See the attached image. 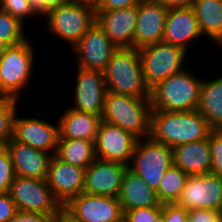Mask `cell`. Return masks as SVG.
<instances>
[{
    "instance_id": "obj_1",
    "label": "cell",
    "mask_w": 222,
    "mask_h": 222,
    "mask_svg": "<svg viewBox=\"0 0 222 222\" xmlns=\"http://www.w3.org/2000/svg\"><path fill=\"white\" fill-rule=\"evenodd\" d=\"M212 130L198 110L188 112L152 110L151 113L150 137L170 148L206 139Z\"/></svg>"
},
{
    "instance_id": "obj_2",
    "label": "cell",
    "mask_w": 222,
    "mask_h": 222,
    "mask_svg": "<svg viewBox=\"0 0 222 222\" xmlns=\"http://www.w3.org/2000/svg\"><path fill=\"white\" fill-rule=\"evenodd\" d=\"M190 69L174 73L150 88L152 110L188 112L198 109L203 77L198 78Z\"/></svg>"
},
{
    "instance_id": "obj_3",
    "label": "cell",
    "mask_w": 222,
    "mask_h": 222,
    "mask_svg": "<svg viewBox=\"0 0 222 222\" xmlns=\"http://www.w3.org/2000/svg\"><path fill=\"white\" fill-rule=\"evenodd\" d=\"M108 92L149 98L150 88L144 79L139 49H117L103 71Z\"/></svg>"
},
{
    "instance_id": "obj_4",
    "label": "cell",
    "mask_w": 222,
    "mask_h": 222,
    "mask_svg": "<svg viewBox=\"0 0 222 222\" xmlns=\"http://www.w3.org/2000/svg\"><path fill=\"white\" fill-rule=\"evenodd\" d=\"M151 113L150 98L107 91L101 118L142 139L150 136Z\"/></svg>"
},
{
    "instance_id": "obj_5",
    "label": "cell",
    "mask_w": 222,
    "mask_h": 222,
    "mask_svg": "<svg viewBox=\"0 0 222 222\" xmlns=\"http://www.w3.org/2000/svg\"><path fill=\"white\" fill-rule=\"evenodd\" d=\"M32 40L27 38L22 43L8 46L0 56V95L19 101L22 91L31 85L36 68V46Z\"/></svg>"
},
{
    "instance_id": "obj_6",
    "label": "cell",
    "mask_w": 222,
    "mask_h": 222,
    "mask_svg": "<svg viewBox=\"0 0 222 222\" xmlns=\"http://www.w3.org/2000/svg\"><path fill=\"white\" fill-rule=\"evenodd\" d=\"M43 19L47 32L72 49L96 22V10L88 4L69 1L50 10Z\"/></svg>"
},
{
    "instance_id": "obj_7",
    "label": "cell",
    "mask_w": 222,
    "mask_h": 222,
    "mask_svg": "<svg viewBox=\"0 0 222 222\" xmlns=\"http://www.w3.org/2000/svg\"><path fill=\"white\" fill-rule=\"evenodd\" d=\"M173 165V149L149 136L137 140L128 168L157 191L165 172Z\"/></svg>"
},
{
    "instance_id": "obj_8",
    "label": "cell",
    "mask_w": 222,
    "mask_h": 222,
    "mask_svg": "<svg viewBox=\"0 0 222 222\" xmlns=\"http://www.w3.org/2000/svg\"><path fill=\"white\" fill-rule=\"evenodd\" d=\"M139 53L144 79L149 88L188 66L189 52L163 41L142 47Z\"/></svg>"
},
{
    "instance_id": "obj_9",
    "label": "cell",
    "mask_w": 222,
    "mask_h": 222,
    "mask_svg": "<svg viewBox=\"0 0 222 222\" xmlns=\"http://www.w3.org/2000/svg\"><path fill=\"white\" fill-rule=\"evenodd\" d=\"M9 194L18 211L39 212L51 219L63 213V207L54 198L46 179L15 176Z\"/></svg>"
},
{
    "instance_id": "obj_10",
    "label": "cell",
    "mask_w": 222,
    "mask_h": 222,
    "mask_svg": "<svg viewBox=\"0 0 222 222\" xmlns=\"http://www.w3.org/2000/svg\"><path fill=\"white\" fill-rule=\"evenodd\" d=\"M69 222H123L118 197L81 193L63 206Z\"/></svg>"
},
{
    "instance_id": "obj_11",
    "label": "cell",
    "mask_w": 222,
    "mask_h": 222,
    "mask_svg": "<svg viewBox=\"0 0 222 222\" xmlns=\"http://www.w3.org/2000/svg\"><path fill=\"white\" fill-rule=\"evenodd\" d=\"M176 204L187 211L193 209L222 211V177L212 173L189 175Z\"/></svg>"
},
{
    "instance_id": "obj_12",
    "label": "cell",
    "mask_w": 222,
    "mask_h": 222,
    "mask_svg": "<svg viewBox=\"0 0 222 222\" xmlns=\"http://www.w3.org/2000/svg\"><path fill=\"white\" fill-rule=\"evenodd\" d=\"M117 47L95 22L81 40L69 51L77 58V66L103 72Z\"/></svg>"
},
{
    "instance_id": "obj_13",
    "label": "cell",
    "mask_w": 222,
    "mask_h": 222,
    "mask_svg": "<svg viewBox=\"0 0 222 222\" xmlns=\"http://www.w3.org/2000/svg\"><path fill=\"white\" fill-rule=\"evenodd\" d=\"M75 86L70 107L80 112L102 117L107 88L103 72L86 70L76 66Z\"/></svg>"
},
{
    "instance_id": "obj_14",
    "label": "cell",
    "mask_w": 222,
    "mask_h": 222,
    "mask_svg": "<svg viewBox=\"0 0 222 222\" xmlns=\"http://www.w3.org/2000/svg\"><path fill=\"white\" fill-rule=\"evenodd\" d=\"M19 116L16 113L14 118L13 138L54 156L60 136L58 119L54 124L37 116Z\"/></svg>"
},
{
    "instance_id": "obj_15",
    "label": "cell",
    "mask_w": 222,
    "mask_h": 222,
    "mask_svg": "<svg viewBox=\"0 0 222 222\" xmlns=\"http://www.w3.org/2000/svg\"><path fill=\"white\" fill-rule=\"evenodd\" d=\"M137 140L132 133L102 121L95 139L96 157L129 165Z\"/></svg>"
},
{
    "instance_id": "obj_16",
    "label": "cell",
    "mask_w": 222,
    "mask_h": 222,
    "mask_svg": "<svg viewBox=\"0 0 222 222\" xmlns=\"http://www.w3.org/2000/svg\"><path fill=\"white\" fill-rule=\"evenodd\" d=\"M85 172V168L59 160L55 155L52 157L46 181L62 207L84 192Z\"/></svg>"
},
{
    "instance_id": "obj_17",
    "label": "cell",
    "mask_w": 222,
    "mask_h": 222,
    "mask_svg": "<svg viewBox=\"0 0 222 222\" xmlns=\"http://www.w3.org/2000/svg\"><path fill=\"white\" fill-rule=\"evenodd\" d=\"M127 168L120 162L96 158L86 168L84 193L118 197Z\"/></svg>"
},
{
    "instance_id": "obj_18",
    "label": "cell",
    "mask_w": 222,
    "mask_h": 222,
    "mask_svg": "<svg viewBox=\"0 0 222 222\" xmlns=\"http://www.w3.org/2000/svg\"><path fill=\"white\" fill-rule=\"evenodd\" d=\"M168 11V8L153 0H143L137 6L133 48L140 49L163 41Z\"/></svg>"
},
{
    "instance_id": "obj_19",
    "label": "cell",
    "mask_w": 222,
    "mask_h": 222,
    "mask_svg": "<svg viewBox=\"0 0 222 222\" xmlns=\"http://www.w3.org/2000/svg\"><path fill=\"white\" fill-rule=\"evenodd\" d=\"M137 6L110 11H96V23L119 48H133Z\"/></svg>"
},
{
    "instance_id": "obj_20",
    "label": "cell",
    "mask_w": 222,
    "mask_h": 222,
    "mask_svg": "<svg viewBox=\"0 0 222 222\" xmlns=\"http://www.w3.org/2000/svg\"><path fill=\"white\" fill-rule=\"evenodd\" d=\"M203 38L193 7L169 9L164 28L163 42L169 43L190 52L195 41ZM193 42V43H192ZM192 43V45H191Z\"/></svg>"
},
{
    "instance_id": "obj_21",
    "label": "cell",
    "mask_w": 222,
    "mask_h": 222,
    "mask_svg": "<svg viewBox=\"0 0 222 222\" xmlns=\"http://www.w3.org/2000/svg\"><path fill=\"white\" fill-rule=\"evenodd\" d=\"M6 148L12 159L15 176L47 178L49 164L53 157L51 153L18 142L13 137L6 144Z\"/></svg>"
},
{
    "instance_id": "obj_22",
    "label": "cell",
    "mask_w": 222,
    "mask_h": 222,
    "mask_svg": "<svg viewBox=\"0 0 222 222\" xmlns=\"http://www.w3.org/2000/svg\"><path fill=\"white\" fill-rule=\"evenodd\" d=\"M173 149L174 166L188 175L210 173L211 153L209 137L203 140L175 146Z\"/></svg>"
},
{
    "instance_id": "obj_23",
    "label": "cell",
    "mask_w": 222,
    "mask_h": 222,
    "mask_svg": "<svg viewBox=\"0 0 222 222\" xmlns=\"http://www.w3.org/2000/svg\"><path fill=\"white\" fill-rule=\"evenodd\" d=\"M118 199L123 213L135 208L163 206L156 191L129 168L124 174Z\"/></svg>"
},
{
    "instance_id": "obj_24",
    "label": "cell",
    "mask_w": 222,
    "mask_h": 222,
    "mask_svg": "<svg viewBox=\"0 0 222 222\" xmlns=\"http://www.w3.org/2000/svg\"><path fill=\"white\" fill-rule=\"evenodd\" d=\"M58 122L59 138L95 141L102 118L67 107Z\"/></svg>"
},
{
    "instance_id": "obj_25",
    "label": "cell",
    "mask_w": 222,
    "mask_h": 222,
    "mask_svg": "<svg viewBox=\"0 0 222 222\" xmlns=\"http://www.w3.org/2000/svg\"><path fill=\"white\" fill-rule=\"evenodd\" d=\"M192 7L202 36L222 48V0H194Z\"/></svg>"
},
{
    "instance_id": "obj_26",
    "label": "cell",
    "mask_w": 222,
    "mask_h": 222,
    "mask_svg": "<svg viewBox=\"0 0 222 222\" xmlns=\"http://www.w3.org/2000/svg\"><path fill=\"white\" fill-rule=\"evenodd\" d=\"M203 78L198 111L213 130H222V75Z\"/></svg>"
},
{
    "instance_id": "obj_27",
    "label": "cell",
    "mask_w": 222,
    "mask_h": 222,
    "mask_svg": "<svg viewBox=\"0 0 222 222\" xmlns=\"http://www.w3.org/2000/svg\"><path fill=\"white\" fill-rule=\"evenodd\" d=\"M55 156L66 163L86 169L97 158L95 141L59 138Z\"/></svg>"
},
{
    "instance_id": "obj_28",
    "label": "cell",
    "mask_w": 222,
    "mask_h": 222,
    "mask_svg": "<svg viewBox=\"0 0 222 222\" xmlns=\"http://www.w3.org/2000/svg\"><path fill=\"white\" fill-rule=\"evenodd\" d=\"M189 175L176 166L170 167L164 174L156 191L161 204L176 203L185 187Z\"/></svg>"
},
{
    "instance_id": "obj_29",
    "label": "cell",
    "mask_w": 222,
    "mask_h": 222,
    "mask_svg": "<svg viewBox=\"0 0 222 222\" xmlns=\"http://www.w3.org/2000/svg\"><path fill=\"white\" fill-rule=\"evenodd\" d=\"M20 101L0 95V147L6 146L13 137L14 118L20 110Z\"/></svg>"
},
{
    "instance_id": "obj_30",
    "label": "cell",
    "mask_w": 222,
    "mask_h": 222,
    "mask_svg": "<svg viewBox=\"0 0 222 222\" xmlns=\"http://www.w3.org/2000/svg\"><path fill=\"white\" fill-rule=\"evenodd\" d=\"M27 29L15 17L0 10V39L8 46L24 42L28 37Z\"/></svg>"
},
{
    "instance_id": "obj_31",
    "label": "cell",
    "mask_w": 222,
    "mask_h": 222,
    "mask_svg": "<svg viewBox=\"0 0 222 222\" xmlns=\"http://www.w3.org/2000/svg\"><path fill=\"white\" fill-rule=\"evenodd\" d=\"M0 10L15 17L24 26L28 19L41 18L28 0H0Z\"/></svg>"
},
{
    "instance_id": "obj_32",
    "label": "cell",
    "mask_w": 222,
    "mask_h": 222,
    "mask_svg": "<svg viewBox=\"0 0 222 222\" xmlns=\"http://www.w3.org/2000/svg\"><path fill=\"white\" fill-rule=\"evenodd\" d=\"M15 179V172L10 153L6 146L0 147V193H9Z\"/></svg>"
},
{
    "instance_id": "obj_33",
    "label": "cell",
    "mask_w": 222,
    "mask_h": 222,
    "mask_svg": "<svg viewBox=\"0 0 222 222\" xmlns=\"http://www.w3.org/2000/svg\"><path fill=\"white\" fill-rule=\"evenodd\" d=\"M211 153L210 173L222 177V130H212L209 135Z\"/></svg>"
},
{
    "instance_id": "obj_34",
    "label": "cell",
    "mask_w": 222,
    "mask_h": 222,
    "mask_svg": "<svg viewBox=\"0 0 222 222\" xmlns=\"http://www.w3.org/2000/svg\"><path fill=\"white\" fill-rule=\"evenodd\" d=\"M162 213V206L141 207L124 212L123 222H155Z\"/></svg>"
},
{
    "instance_id": "obj_35",
    "label": "cell",
    "mask_w": 222,
    "mask_h": 222,
    "mask_svg": "<svg viewBox=\"0 0 222 222\" xmlns=\"http://www.w3.org/2000/svg\"><path fill=\"white\" fill-rule=\"evenodd\" d=\"M188 222H222V211L210 209L189 210Z\"/></svg>"
},
{
    "instance_id": "obj_36",
    "label": "cell",
    "mask_w": 222,
    "mask_h": 222,
    "mask_svg": "<svg viewBox=\"0 0 222 222\" xmlns=\"http://www.w3.org/2000/svg\"><path fill=\"white\" fill-rule=\"evenodd\" d=\"M165 222H188V211L176 203H166L162 206Z\"/></svg>"
},
{
    "instance_id": "obj_37",
    "label": "cell",
    "mask_w": 222,
    "mask_h": 222,
    "mask_svg": "<svg viewBox=\"0 0 222 222\" xmlns=\"http://www.w3.org/2000/svg\"><path fill=\"white\" fill-rule=\"evenodd\" d=\"M17 207L9 193H0V222H9L16 214Z\"/></svg>"
},
{
    "instance_id": "obj_38",
    "label": "cell",
    "mask_w": 222,
    "mask_h": 222,
    "mask_svg": "<svg viewBox=\"0 0 222 222\" xmlns=\"http://www.w3.org/2000/svg\"><path fill=\"white\" fill-rule=\"evenodd\" d=\"M32 9L41 17V19L52 9L68 3L70 0H28Z\"/></svg>"
},
{
    "instance_id": "obj_39",
    "label": "cell",
    "mask_w": 222,
    "mask_h": 222,
    "mask_svg": "<svg viewBox=\"0 0 222 222\" xmlns=\"http://www.w3.org/2000/svg\"><path fill=\"white\" fill-rule=\"evenodd\" d=\"M143 0H101L96 6V11H110L132 6H138Z\"/></svg>"
},
{
    "instance_id": "obj_40",
    "label": "cell",
    "mask_w": 222,
    "mask_h": 222,
    "mask_svg": "<svg viewBox=\"0 0 222 222\" xmlns=\"http://www.w3.org/2000/svg\"><path fill=\"white\" fill-rule=\"evenodd\" d=\"M51 218L39 212L17 211L9 222H48Z\"/></svg>"
},
{
    "instance_id": "obj_41",
    "label": "cell",
    "mask_w": 222,
    "mask_h": 222,
    "mask_svg": "<svg viewBox=\"0 0 222 222\" xmlns=\"http://www.w3.org/2000/svg\"><path fill=\"white\" fill-rule=\"evenodd\" d=\"M168 9L184 8L193 6L194 0H153Z\"/></svg>"
},
{
    "instance_id": "obj_42",
    "label": "cell",
    "mask_w": 222,
    "mask_h": 222,
    "mask_svg": "<svg viewBox=\"0 0 222 222\" xmlns=\"http://www.w3.org/2000/svg\"><path fill=\"white\" fill-rule=\"evenodd\" d=\"M71 2L83 3L88 4L96 8L101 0H70Z\"/></svg>"
},
{
    "instance_id": "obj_43",
    "label": "cell",
    "mask_w": 222,
    "mask_h": 222,
    "mask_svg": "<svg viewBox=\"0 0 222 222\" xmlns=\"http://www.w3.org/2000/svg\"><path fill=\"white\" fill-rule=\"evenodd\" d=\"M48 222H69L67 217L62 213L60 216L56 218L50 219Z\"/></svg>"
},
{
    "instance_id": "obj_44",
    "label": "cell",
    "mask_w": 222,
    "mask_h": 222,
    "mask_svg": "<svg viewBox=\"0 0 222 222\" xmlns=\"http://www.w3.org/2000/svg\"><path fill=\"white\" fill-rule=\"evenodd\" d=\"M8 45L0 39V56L4 53Z\"/></svg>"
},
{
    "instance_id": "obj_45",
    "label": "cell",
    "mask_w": 222,
    "mask_h": 222,
    "mask_svg": "<svg viewBox=\"0 0 222 222\" xmlns=\"http://www.w3.org/2000/svg\"><path fill=\"white\" fill-rule=\"evenodd\" d=\"M155 222H165L164 215L161 213L158 218L155 220Z\"/></svg>"
}]
</instances>
